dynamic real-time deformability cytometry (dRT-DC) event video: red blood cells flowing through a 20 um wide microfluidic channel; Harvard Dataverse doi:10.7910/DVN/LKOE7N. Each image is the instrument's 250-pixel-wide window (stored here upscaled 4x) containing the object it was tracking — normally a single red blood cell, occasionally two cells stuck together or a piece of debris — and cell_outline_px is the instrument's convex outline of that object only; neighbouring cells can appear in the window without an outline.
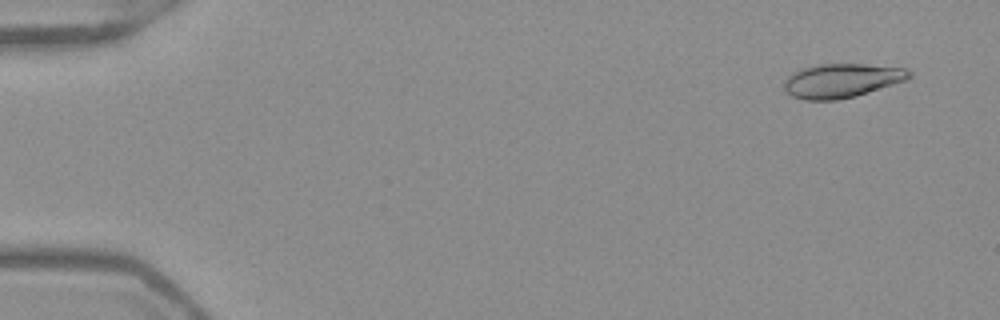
{"species": "Egyptian fruit bat (a non-hibernating species)", "species_latin": "Rousettus aegyptiacus", "temperature_condition": "warm", "stored_images_in_passage": 53, "camera_frame_rate_fps": 3000, "um_per_image_px": 0.085, "frame": {"image": 1, "passage_image": 4, "time_ms": 1.0, "image_size_px": [1000, 320], "cell_outline_px": [[912, 76], [908, 80], [856, 96], [836, 100], [804, 100], [792, 96], [784, 88], [784, 80], [792, 72], [804, 68], [820, 64], [864, 64], [904, 68], [912, 72]], "centroid_in_image_um": [71.57, 6.85], "position_along_channel_um": 13.4, "area_um2": 24.85}}
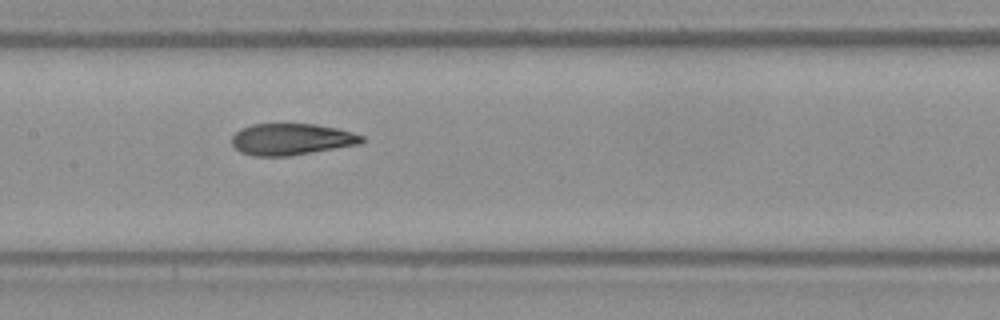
{"frame": {"image": 2, "passage_image": 27, "time_ms": 8.667, "image_size_px": [1000, 320], "cell_outline_px": [[364, 140], [360, 144], [288, 156], [252, 156], [240, 152], [232, 144], [232, 136], [240, 128], [252, 124], [316, 124], [336, 128], [352, 132], [364, 136]], "centroid_in_image_um": [24.75, 11.83], "position_along_channel_um": 182.6, "area_um2": 23.87}}
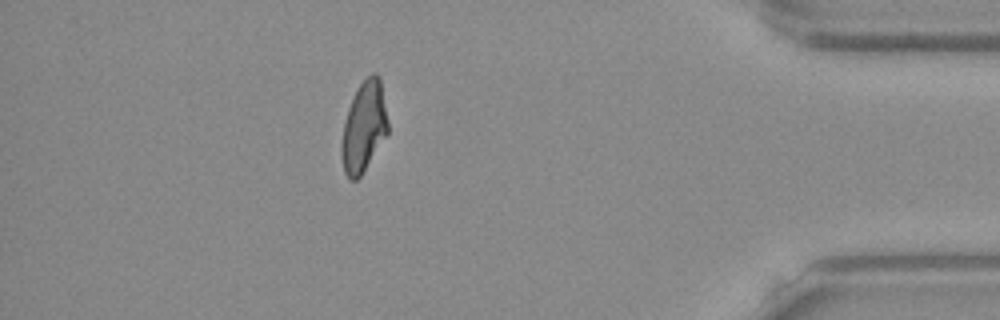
{"frame": {"image": 3, "passage_image": 47, "time_ms": 15.333, "image_size_px": [1000, 320], "cell_outline_px": [[388, 132], [360, 176], [356, 180], [352, 180], [344, 172], [340, 156], [340, 148], [344, 120], [348, 108], [360, 84], [372, 72], [376, 72], [380, 76], [388, 120]], "centroid_in_image_um": [30.92, 10.77], "position_along_channel_um": 404.3, "area_um2": 24.28}, "authors_computed_cell_mechanics": {"area_um2": 24.5072, "velocity_mm_per_s": 3.9373, "shape_relaxation_time_tau1_ms": null, "shape_relaxation_time_tau2_ms": 2.3754, "deformation_change_tau1": null, "deformation_change_tau2": 0.0953}}